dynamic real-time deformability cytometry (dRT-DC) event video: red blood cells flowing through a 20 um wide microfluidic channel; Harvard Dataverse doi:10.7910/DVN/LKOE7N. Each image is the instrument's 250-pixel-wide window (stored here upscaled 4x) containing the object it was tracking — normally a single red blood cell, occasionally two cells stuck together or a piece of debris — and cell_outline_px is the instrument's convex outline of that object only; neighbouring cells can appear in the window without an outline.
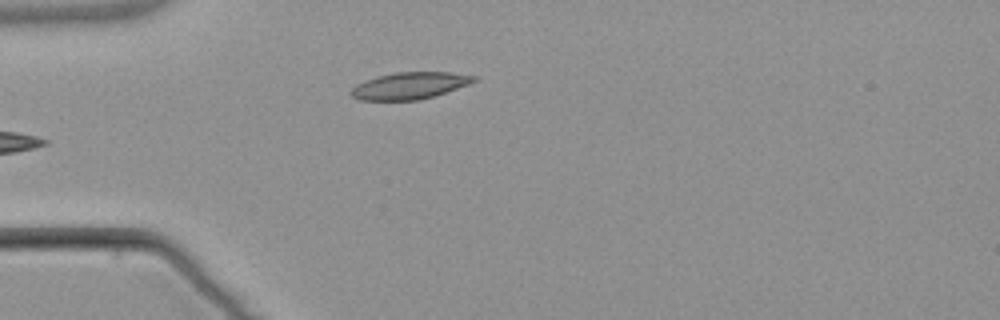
{"species": "common noctule bat (a hibernating species)", "species_latin": "Nyctalus noctula", "temperature_condition": "warm", "stored_images_in_passage": 6, "camera_frame_rate_fps": 3000, "um_per_image_px": 0.085, "animal": {"sex": "male", "body_mass_g": 21.5, "forearm_length_mm": 52.0}, "frame": {"image": 1, "passage_image": 6, "time_ms": 5.667, "image_size_px": [1000, 320], "cell_outline_px": [[480, 80], [420, 100], [360, 100], [352, 96], [348, 92], [356, 84], [364, 80], [376, 76], [396, 72], [452, 72], [480, 76]], "centroid_in_image_um": [34.83, 7.27], "position_along_channel_um": 50.2, "area_um2": 19.36}}